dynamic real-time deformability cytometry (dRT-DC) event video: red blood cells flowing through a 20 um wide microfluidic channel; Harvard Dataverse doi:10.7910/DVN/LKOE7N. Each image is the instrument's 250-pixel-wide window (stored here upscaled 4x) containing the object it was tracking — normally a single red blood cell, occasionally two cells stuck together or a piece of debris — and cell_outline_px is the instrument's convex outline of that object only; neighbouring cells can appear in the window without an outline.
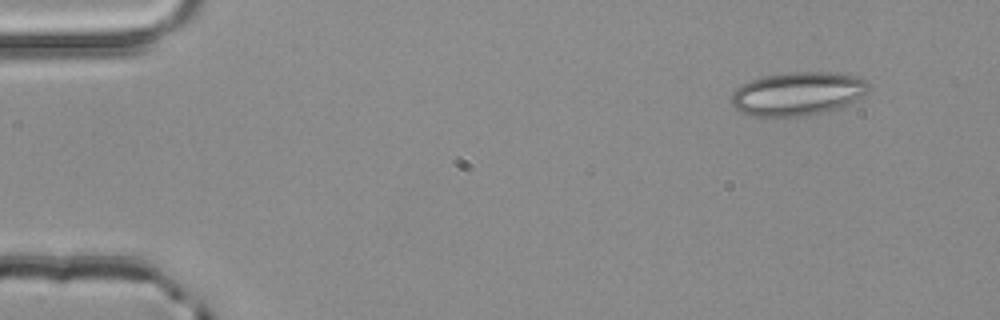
{"species": "common noctule bat (a hibernating species)", "species_latin": "Nyctalus noctula", "temperature_condition": "room temperature", "stored_images_in_passage": 3, "camera_frame_rate_fps": 3000, "um_per_image_px": 0.085, "animal": {"sex": "male", "body_mass_g": 20.4}, "frame": {"image": 1, "passage_image": 1, "time_ms": 0.0, "image_size_px": [1000, 320], "cell_outline_px": [[872, 88], [864, 96], [840, 108], [800, 116], [748, 116], [740, 112], [732, 104], [732, 92], [740, 84], [764, 76], [788, 72], [836, 72], [856, 76], [868, 80], [872, 84]], "centroid_in_image_um": [67.86, 7.95], "position_along_channel_um": 17.1, "area_um2": 35.2}}